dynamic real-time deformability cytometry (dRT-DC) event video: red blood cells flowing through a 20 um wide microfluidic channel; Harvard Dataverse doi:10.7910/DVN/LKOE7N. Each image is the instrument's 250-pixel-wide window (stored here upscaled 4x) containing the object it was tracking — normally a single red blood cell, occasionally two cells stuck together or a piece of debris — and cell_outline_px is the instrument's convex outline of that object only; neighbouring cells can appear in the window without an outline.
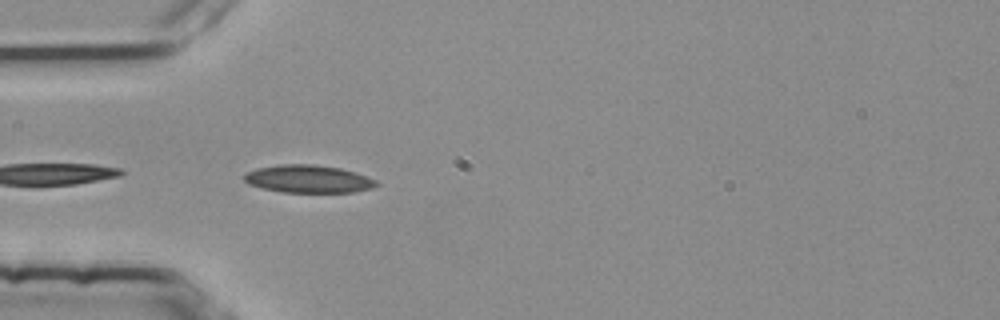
{"species": "common noctule bat (a hibernating species)", "species_latin": "Nyctalus noctula", "temperature_condition": "room temperature", "stored_images_in_passage": 7, "camera_frame_rate_fps": 3000, "um_per_image_px": 0.085, "animal": {"sex": "female", "body_mass_g": 25.1}, "frame": {"image": 1, "passage_image": 1, "time_ms": 0.0, "image_size_px": [1000, 320], "cell_outline_px": [[380, 184], [372, 188], [352, 192], [280, 192], [248, 184], [244, 180], [244, 176], [248, 172], [256, 168], [280, 164], [312, 164], [340, 168], [356, 172], [376, 180]], "centroid_in_image_um": [26.22, 15.21], "position_along_channel_um": 58.8, "area_um2": 21.33}}